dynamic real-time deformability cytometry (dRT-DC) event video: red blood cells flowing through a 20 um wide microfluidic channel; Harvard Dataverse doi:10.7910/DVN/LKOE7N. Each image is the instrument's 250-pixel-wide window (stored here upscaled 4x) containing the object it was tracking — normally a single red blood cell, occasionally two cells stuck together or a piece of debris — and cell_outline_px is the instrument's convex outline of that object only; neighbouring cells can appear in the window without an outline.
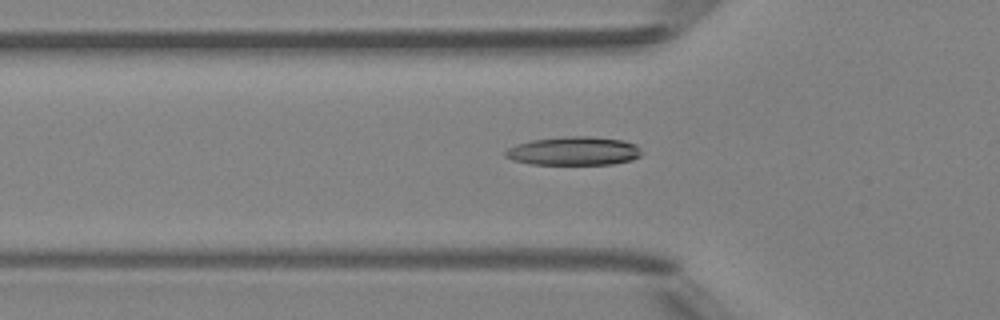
{"species": "Egyptian fruit bat (a non-hibernating species)", "species_latin": "Rousettus aegyptiacus", "temperature_condition": "room temperature", "stored_images_in_passage": 48, "camera_frame_rate_fps": 3000, "um_per_image_px": 0.085, "animal": {"sex": "female"}, "frame": {"image": 1, "passage_image": 16, "time_ms": 5.0, "image_size_px": [1000, 320], "cell_outline_px": [[644, 152], [640, 156], [632, 160], [612, 164], [532, 164], [512, 160], [504, 156], [504, 152], [508, 148], [516, 144], [532, 140], [572, 136], [588, 136], [624, 140], [636, 144]], "centroid_in_image_um": [48.8, 12.84], "position_along_channel_um": 77.0, "area_um2": 22.77}}
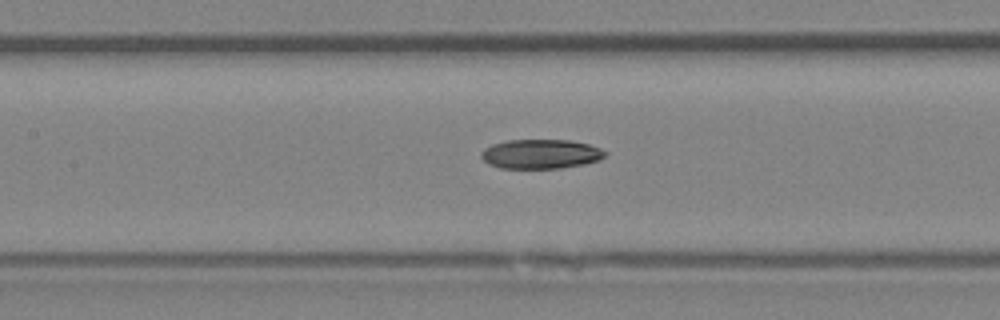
{"frame": {"image": 2, "passage_image": 22, "time_ms": 7.0, "image_size_px": [1000, 320], "cell_outline_px": [[608, 152], [600, 160], [584, 164], [560, 168], [500, 168], [488, 164], [480, 156], [480, 152], [484, 148], [492, 144], [504, 140], [568, 140], [588, 144], [600, 148]], "centroid_in_image_um": [45.94, 13.09], "position_along_channel_um": 161.5, "area_um2": 21.33}}
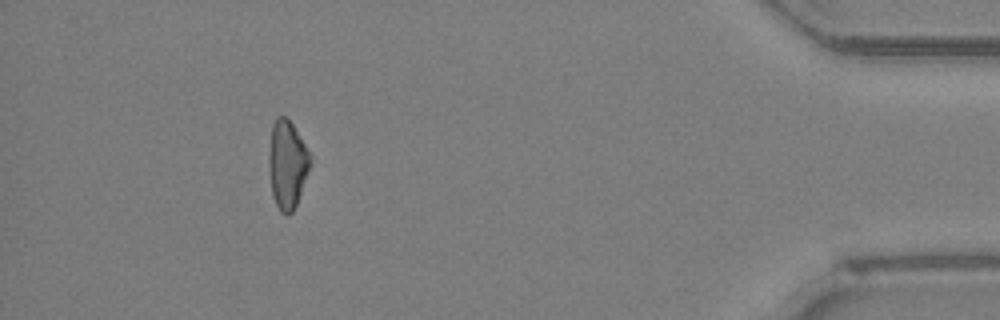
{"frame": {"image": 3, "passage_image": 44, "time_ms": 14.333, "image_size_px": [1000, 320], "cell_outline_px": [[308, 168], [296, 204], [292, 212], [288, 216], [280, 212], [272, 196], [268, 168], [268, 156], [272, 124], [276, 116], [284, 116], [292, 124], [304, 144], [308, 152]], "centroid_in_image_um": [24.34, 13.98], "position_along_channel_um": 410.9, "area_um2": 20.69}, "authors_computed_cell_mechanics": {"area_um2": 21.675, "velocity_mm_per_s": 4.2208, "shape_relaxation_time_tau1_ms": 6.7496, "shape_relaxation_time_tau2_ms": null, "deformation_change_tau1": 0.2066, "deformation_change_tau2": null}}